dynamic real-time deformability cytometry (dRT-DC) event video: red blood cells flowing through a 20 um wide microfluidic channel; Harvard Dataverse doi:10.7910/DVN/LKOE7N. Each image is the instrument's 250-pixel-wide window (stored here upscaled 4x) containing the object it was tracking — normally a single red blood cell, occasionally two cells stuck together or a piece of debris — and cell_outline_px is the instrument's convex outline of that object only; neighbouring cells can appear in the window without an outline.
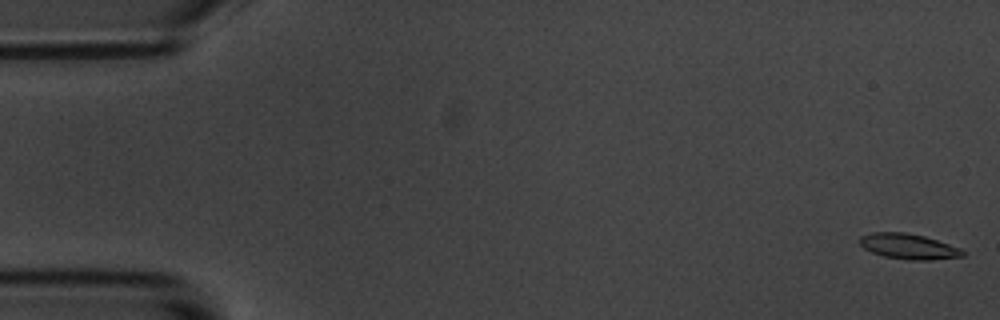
{"species": "common noctule bat (a hibernating species)", "species_latin": "Nyctalus noctula", "temperature_condition": "room temperature", "stored_images_in_passage": 9, "camera_frame_rate_fps": 3000, "um_per_image_px": 0.085, "animal": {"sex": "male", "body_mass_g": 20.1, "forearm_length_mm": 53.5}, "frame": {"image": 1, "passage_image": 1, "time_ms": 0.0, "image_size_px": [1000, 320], "cell_outline_px": [[964, 256], [932, 260], [908, 260], [884, 256], [872, 252], [864, 248], [860, 244], [860, 236], [872, 232], [904, 232], [924, 236], [960, 248], [964, 252]], "centroid_in_image_um": [77.21, 20.95], "position_along_channel_um": 7.8, "area_um2": 15.14}}
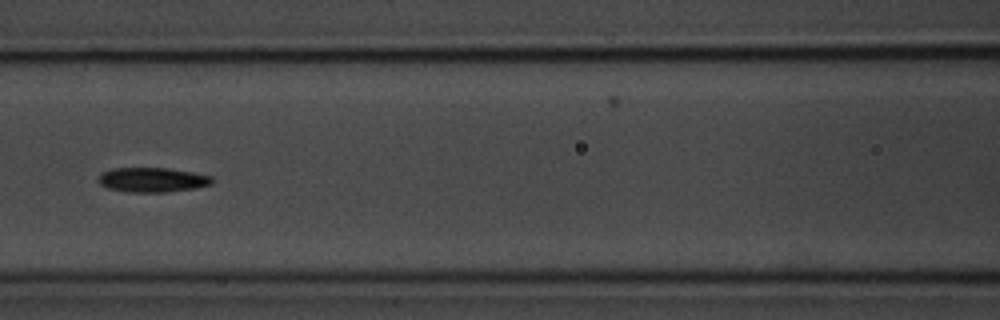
{"frame": {"image": 2, "passage_image": 8, "time_ms": 8.0, "image_size_px": [1000, 320], "cell_outline_px": [[212, 184], [196, 188], [164, 192], [128, 192], [108, 188], [100, 184], [100, 172], [112, 168], [168, 168], [192, 172], [212, 176]], "centroid_in_image_um": [12.95, 15.28], "position_along_channel_um": 153.6, "area_um2": 16.24}}
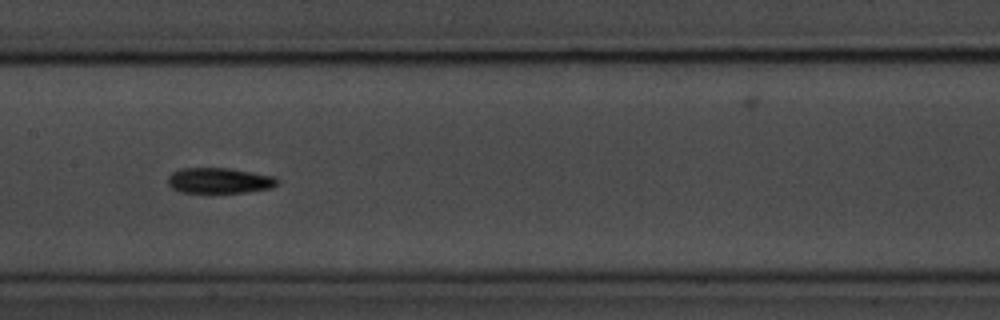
{"frame": {"image": 3, "passage_image": 9, "time_ms": 9.0, "image_size_px": [1000, 320], "cell_outline_px": [[280, 180], [272, 188], [244, 192], [180, 192], [172, 188], [168, 184], [168, 176], [172, 172], [180, 168], [228, 168], [276, 176]], "centroid_in_image_um": [18.65, 15.34], "position_along_channel_um": 188.8, "area_um2": 16.3}}